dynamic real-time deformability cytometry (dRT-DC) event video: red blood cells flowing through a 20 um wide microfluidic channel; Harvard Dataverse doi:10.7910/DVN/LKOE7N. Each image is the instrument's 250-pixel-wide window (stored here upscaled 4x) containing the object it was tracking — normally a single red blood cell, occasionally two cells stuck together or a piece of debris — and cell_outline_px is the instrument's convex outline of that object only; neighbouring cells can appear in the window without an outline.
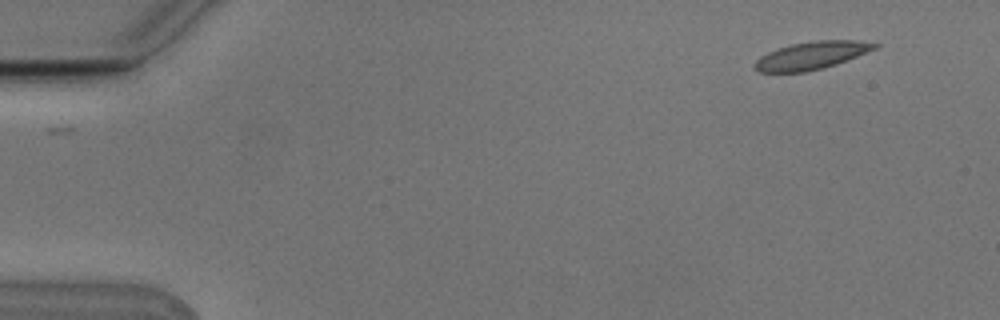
{"species": "Egyptian fruit bat (a non-hibernating species)", "species_latin": "Rousettus aegyptiacus", "temperature_condition": "cold", "stored_images_in_passage": 2, "camera_frame_rate_fps": 3000, "um_per_image_px": 0.085, "animal": {"sex": "male"}, "frame": {"image": 1, "passage_image": 2, "time_ms": 0.333, "image_size_px": [1000, 320], "cell_outline_px": [[880, 44], [876, 48], [836, 64], [804, 72], [760, 72], [752, 68], [752, 64], [760, 56], [776, 48], [792, 44], [816, 40], [860, 40]], "centroid_in_image_um": [68.92, 4.71], "position_along_channel_um": 16.1, "area_um2": 19.31}}